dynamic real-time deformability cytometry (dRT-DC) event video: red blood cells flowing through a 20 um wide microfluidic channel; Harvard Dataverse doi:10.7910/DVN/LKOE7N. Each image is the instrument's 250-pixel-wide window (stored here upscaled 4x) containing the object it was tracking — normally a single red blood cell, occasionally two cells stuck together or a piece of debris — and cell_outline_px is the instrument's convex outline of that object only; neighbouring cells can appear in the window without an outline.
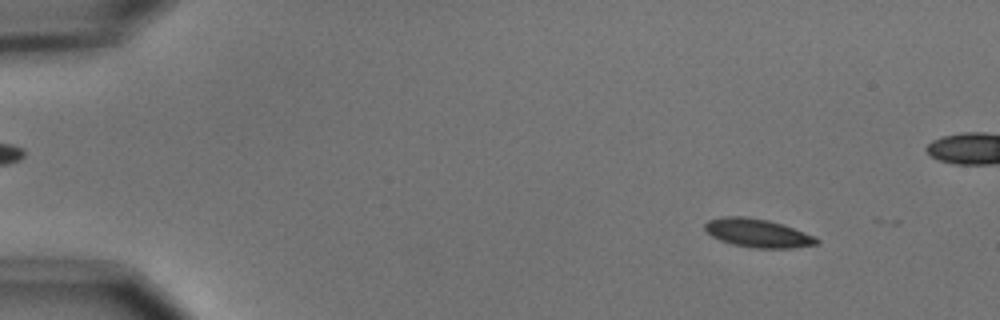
{"species": "common noctule bat (a hibernating species)", "species_latin": "Nyctalus noctula", "temperature_condition": "cold", "stored_images_in_passage": 5, "camera_frame_rate_fps": 3000, "um_per_image_px": 0.085, "animal": {"sex": "male", "body_mass_g": 15.6}, "frame": {"image": 1, "passage_image": 2, "time_ms": 1.333, "image_size_px": [1000, 320], "cell_outline_px": [[820, 240], [816, 244], [792, 248], [752, 248], [732, 244], [720, 240], [712, 236], [704, 228], [704, 224], [708, 220], [724, 216], [744, 216], [768, 220], [784, 224], [816, 236]], "centroid_in_image_um": [64.42, 19.81], "position_along_channel_um": 20.6, "area_um2": 18.67}}